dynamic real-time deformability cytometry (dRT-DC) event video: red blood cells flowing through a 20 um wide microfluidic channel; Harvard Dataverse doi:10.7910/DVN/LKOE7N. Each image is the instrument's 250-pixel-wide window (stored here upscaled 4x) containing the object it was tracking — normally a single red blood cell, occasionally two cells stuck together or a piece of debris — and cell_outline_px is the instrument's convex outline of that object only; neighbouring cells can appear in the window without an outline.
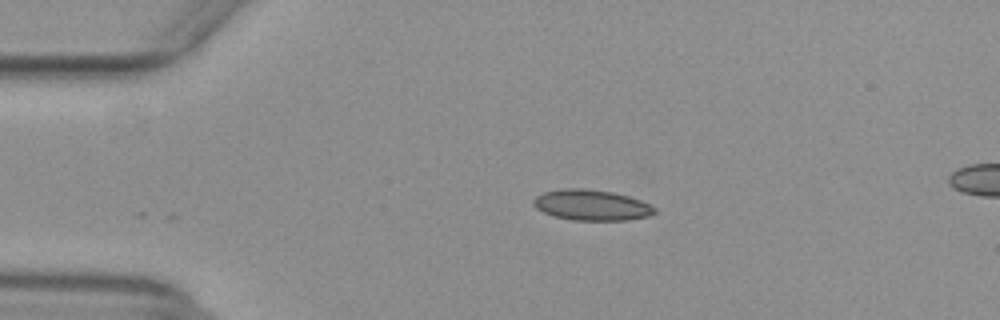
{"species": "common noctule bat (a hibernating species)", "species_latin": "Nyctalus noctula", "temperature_condition": "warm", "stored_images_in_passage": 33, "camera_frame_rate_fps": 3000, "um_per_image_px": 0.085, "animal": {"sex": "female", "body_mass_g": 29.2, "forearm_length_mm": 56.3}, "frame": {"image": 1, "passage_image": 1, "time_ms": 0.0, "image_size_px": [1000, 320], "cell_outline_px": [[656, 212], [648, 216], [628, 220], [572, 220], [552, 216], [536, 208], [532, 204], [532, 200], [536, 196], [544, 192], [564, 188], [584, 188], [612, 192], [628, 196], [640, 200], [656, 208]], "centroid_in_image_um": [50.25, 17.43], "position_along_channel_um": 34.8, "area_um2": 21.68}}
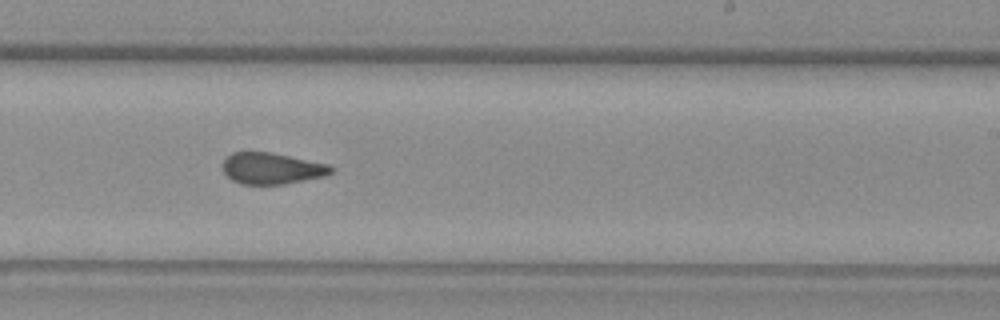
{"frame": {"image": 2, "passage_image": 22, "time_ms": 7.0, "image_size_px": [1000, 320], "cell_outline_px": [[336, 168], [332, 172], [324, 176], [284, 184], [240, 184], [232, 180], [224, 172], [220, 164], [232, 152], [272, 152], [328, 164]], "centroid_in_image_um": [23.09, 14.31], "position_along_channel_um": 265.9, "area_um2": 19.88}}
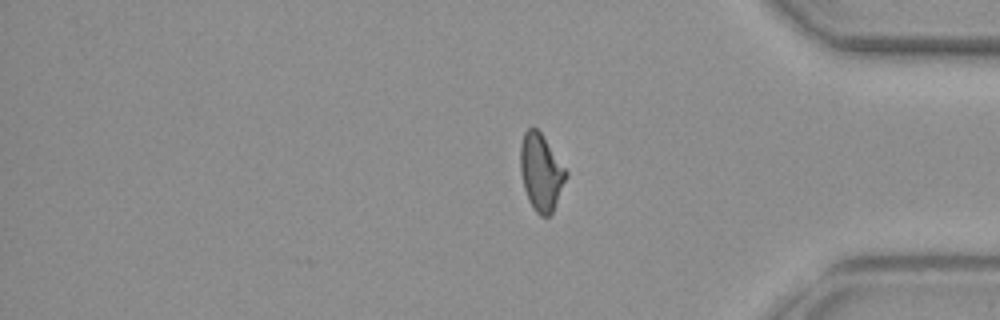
{"frame": {"image": 3, "passage_image": 33, "time_ms": 10.667, "image_size_px": [1000, 320], "cell_outline_px": [[568, 176], [552, 212], [548, 216], [540, 216], [532, 208], [528, 200], [524, 188], [520, 172], [520, 144], [524, 132], [528, 128], [536, 128], [540, 132], [568, 172]], "centroid_in_image_um": [45.97, 14.65], "position_along_channel_um": 389.2, "area_um2": 20.4}, "authors_computed_cell_mechanics": {"area_um2": 20.6346, "velocity_mm_per_s": 3.9174, "shape_relaxation_time_tau1_ms": null, "shape_relaxation_time_tau2_ms": 1.9173, "deformation_change_tau1": null, "deformation_change_tau2": 0.0712}}